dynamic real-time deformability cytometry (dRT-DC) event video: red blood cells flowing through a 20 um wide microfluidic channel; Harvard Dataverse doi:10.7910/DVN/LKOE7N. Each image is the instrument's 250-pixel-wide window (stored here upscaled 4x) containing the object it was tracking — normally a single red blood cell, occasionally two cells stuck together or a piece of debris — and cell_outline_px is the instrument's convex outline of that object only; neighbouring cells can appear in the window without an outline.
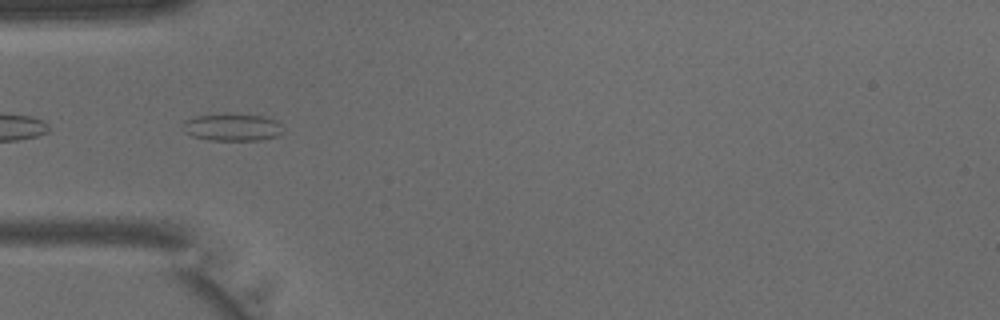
{"species": "common noctule bat (a hibernating species)", "species_latin": "Nyctalus noctula", "temperature_condition": "warm", "stored_images_in_passage": 33, "camera_frame_rate_fps": 3000, "um_per_image_px": 0.085, "animal": {"sex": "male", "body_mass_g": 15.6}, "frame": {"image": 1, "passage_image": 4, "time_ms": 1.0, "image_size_px": [1000, 320], "cell_outline_px": [[280, 136], [260, 140], [208, 140], [192, 136], [184, 132], [180, 128], [180, 124], [184, 120], [196, 116], [264, 116], [276, 120], [280, 124]], "centroid_in_image_um": [19.68, 10.86], "position_along_channel_um": 65.3, "area_um2": 15.49}}
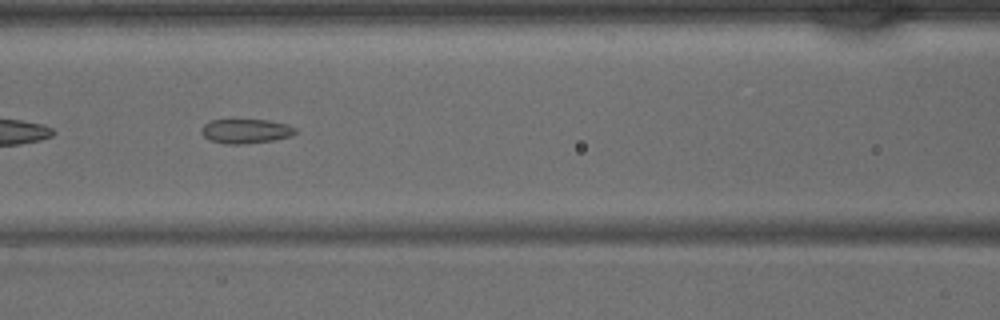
{"frame": {"image": 2, "passage_image": 9, "time_ms": 2.667, "image_size_px": [1000, 320], "cell_outline_px": [[296, 132], [292, 136], [272, 140], [240, 144], [228, 144], [212, 140], [204, 136], [200, 132], [200, 128], [204, 124], [212, 120], [268, 120], [288, 124], [296, 128]], "centroid_in_image_um": [20.9, 11.13], "position_along_channel_um": 145.7, "area_um2": 13.24}}
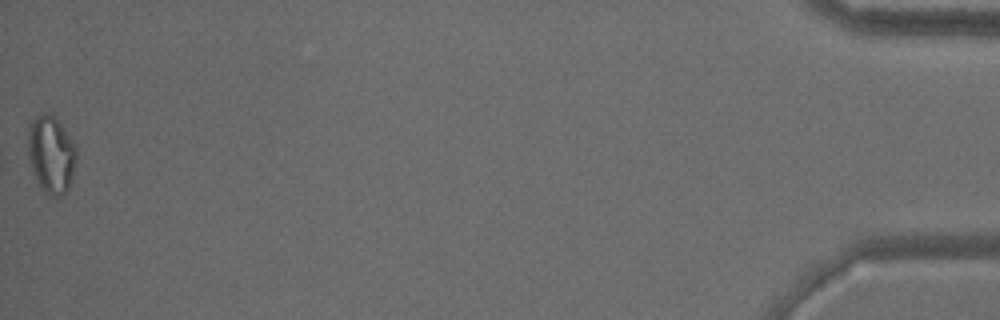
{"frame": {"image": 3, "passage_image": 33, "time_ms": 10.667, "image_size_px": [1000, 320], "cell_outline_px": [[76, 160], [72, 176], [68, 188], [56, 200], [44, 192], [40, 188], [32, 172], [28, 156], [28, 124], [36, 116], [44, 112], [52, 112], [56, 116], [76, 148]], "centroid_in_image_um": [4.32, 13.12], "position_along_channel_um": 430.9, "area_um2": 22.2}}